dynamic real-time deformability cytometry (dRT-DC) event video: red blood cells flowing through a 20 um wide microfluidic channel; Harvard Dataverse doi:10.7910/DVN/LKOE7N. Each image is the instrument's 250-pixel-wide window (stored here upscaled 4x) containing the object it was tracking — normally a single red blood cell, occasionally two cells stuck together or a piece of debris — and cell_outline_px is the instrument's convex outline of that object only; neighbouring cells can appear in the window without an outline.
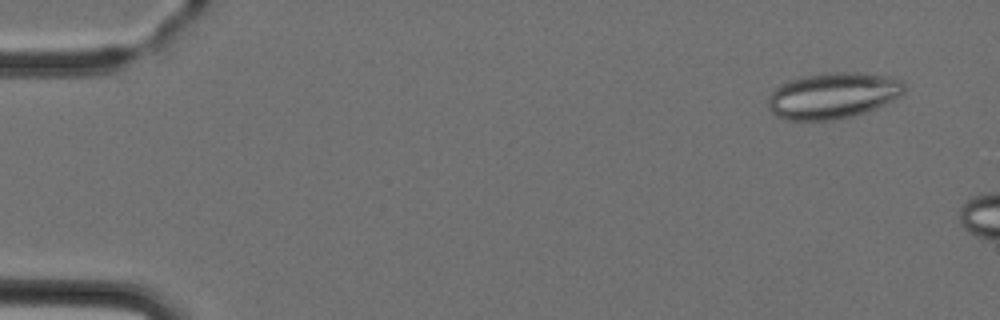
{"species": "Egyptian fruit bat (a non-hibernating species)", "species_latin": "Rousettus aegyptiacus", "temperature_condition": "cold", "stored_images_in_passage": 3, "camera_frame_rate_fps": 3000, "um_per_image_px": 0.085, "animal": {"sex": "female"}, "frame": {"image": 1, "passage_image": 1, "time_ms": 0.0, "image_size_px": [1000, 320], "cell_outline_px": [[904, 92], [900, 96], [876, 108], [852, 116], [832, 120], [788, 120], [776, 116], [768, 108], [768, 96], [780, 84], [792, 80], [808, 76], [832, 72], [856, 72], [888, 76], [900, 80], [904, 84]], "centroid_in_image_um": [70.79, 8.13], "position_along_channel_um": 14.2, "area_um2": 36.24}}